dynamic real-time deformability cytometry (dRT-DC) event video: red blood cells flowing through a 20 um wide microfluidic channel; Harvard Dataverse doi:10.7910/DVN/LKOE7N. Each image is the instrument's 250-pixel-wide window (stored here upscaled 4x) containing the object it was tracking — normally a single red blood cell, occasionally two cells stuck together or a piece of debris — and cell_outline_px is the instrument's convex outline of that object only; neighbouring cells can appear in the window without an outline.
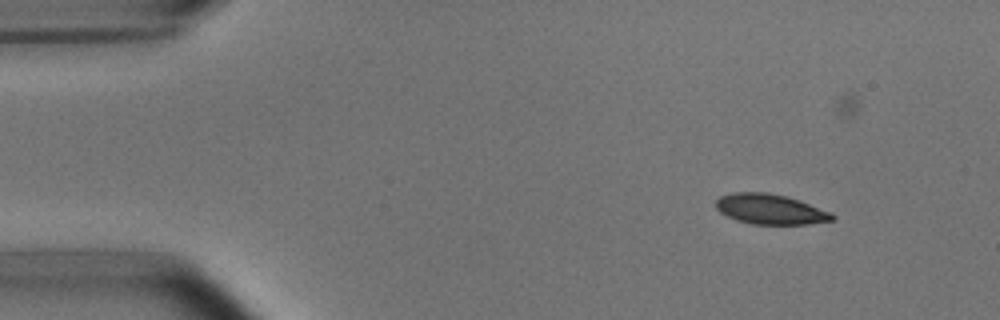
{"species": "common noctule bat (a hibernating species)", "species_latin": "Nyctalus noctula", "temperature_condition": "room temperature", "stored_images_in_passage": 49, "camera_frame_rate_fps": 3000, "um_per_image_px": 0.085, "animal": {"sex": "male", "body_mass_g": 15.6}, "frame": {"image": 1, "passage_image": 7, "time_ms": 2.0, "image_size_px": [1000, 320], "cell_outline_px": [[836, 216], [832, 220], [808, 224], [752, 224], [736, 220], [720, 212], [716, 208], [716, 200], [720, 196], [732, 192], [764, 192], [784, 196], [800, 200], [832, 212]], "centroid_in_image_um": [65.48, 17.78], "position_along_channel_um": 19.5, "area_um2": 20.46}}
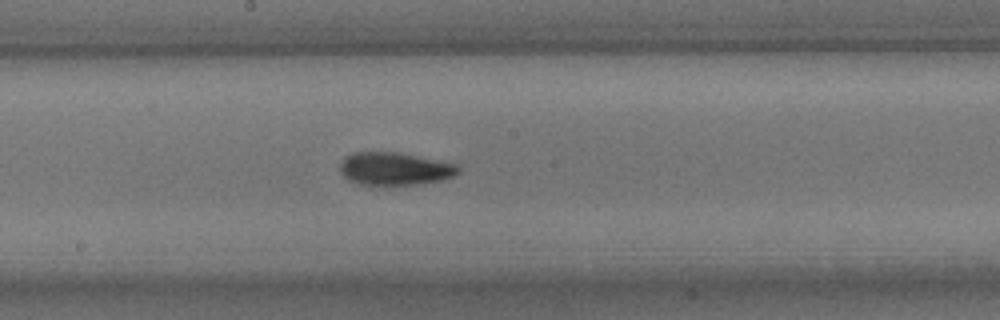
{"frame": {"image": 2, "passage_image": 29, "time_ms": 9.333, "image_size_px": [1000, 320], "cell_outline_px": [[460, 172], [444, 180], [416, 184], [360, 184], [348, 180], [340, 172], [340, 164], [344, 156], [356, 152], [400, 152], [456, 164], [460, 168]], "centroid_in_image_um": [33.55, 14.33], "position_along_channel_um": 214.7, "area_um2": 22.54}}
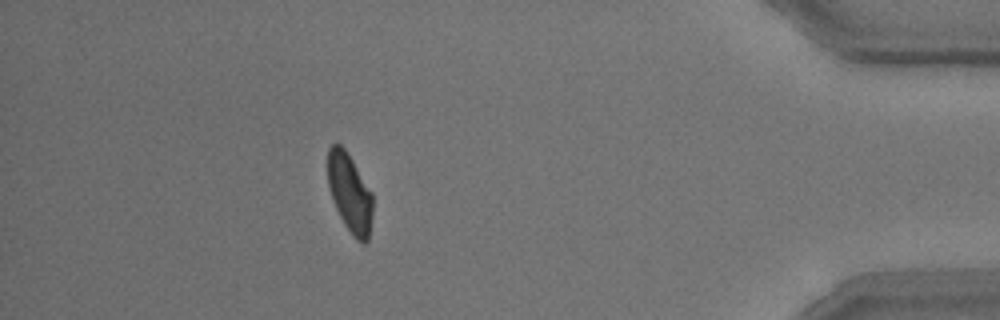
{"frame": {"image": 3, "passage_image": 48, "time_ms": 15.667, "image_size_px": [1000, 320], "cell_outline_px": [[372, 216], [368, 240], [364, 244], [360, 244], [352, 236], [344, 224], [336, 208], [328, 184], [328, 148], [332, 144], [340, 144], [344, 148], [352, 160], [372, 192]], "centroid_in_image_um": [29.74, 16.44], "position_along_channel_um": 405.5, "area_um2": 20.52}}